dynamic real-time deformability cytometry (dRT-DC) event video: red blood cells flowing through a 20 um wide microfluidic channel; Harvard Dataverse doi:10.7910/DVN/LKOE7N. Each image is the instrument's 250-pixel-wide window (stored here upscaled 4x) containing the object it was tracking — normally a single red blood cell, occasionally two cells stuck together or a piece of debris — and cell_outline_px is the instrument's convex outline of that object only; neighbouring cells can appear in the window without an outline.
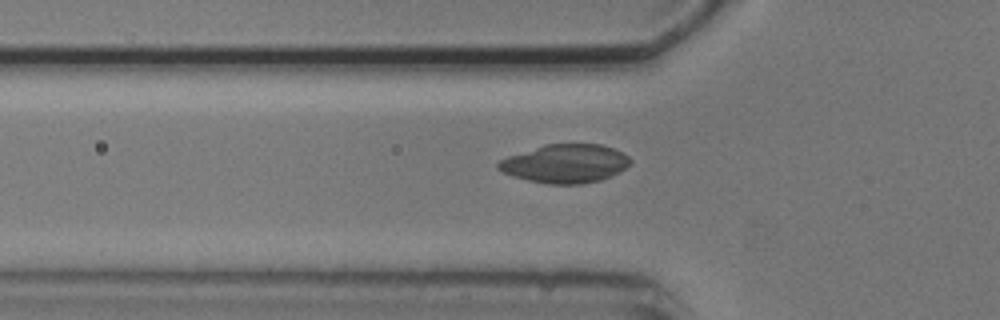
{"species": "common noctule bat (a hibernating species)", "species_latin": "Nyctalus noctula", "temperature_condition": "cold", "stored_images_in_passage": 4, "camera_frame_rate_fps": 3000, "um_per_image_px": 0.085, "animal": {"sex": "male", "body_mass_g": 20.5, "forearm_length_mm": 52.5}, "frame": {"image": 1, "passage_image": 4, "time_ms": 3.667, "image_size_px": [1000, 320], "cell_outline_px": [[632, 164], [620, 172], [600, 180], [580, 184], [548, 184], [528, 180], [512, 176], [496, 168], [496, 164], [500, 160], [508, 156], [544, 144], [600, 144], [624, 152], [632, 160]], "centroid_in_image_um": [48.07, 13.9], "position_along_channel_um": 77.7, "area_um2": 29.82}}